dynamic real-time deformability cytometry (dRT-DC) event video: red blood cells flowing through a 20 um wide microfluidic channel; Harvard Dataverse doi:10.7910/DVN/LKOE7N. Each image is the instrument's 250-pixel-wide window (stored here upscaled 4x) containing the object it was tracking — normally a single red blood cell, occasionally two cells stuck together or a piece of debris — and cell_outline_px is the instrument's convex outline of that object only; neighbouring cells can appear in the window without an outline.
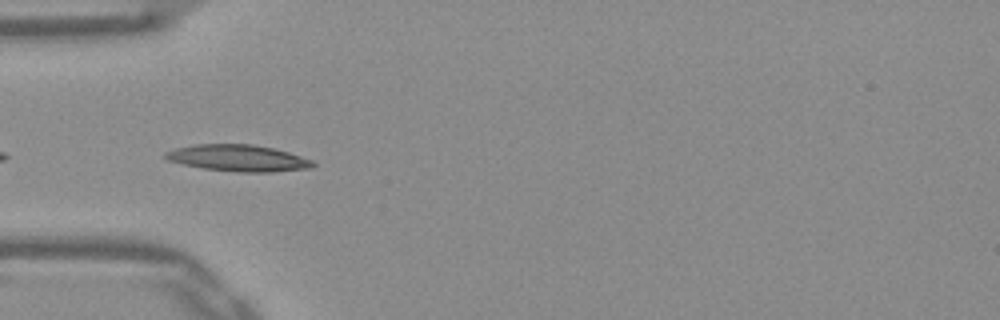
{"species": "Egyptian fruit bat (a non-hibernating species)", "species_latin": "Rousettus aegyptiacus", "temperature_condition": "warm", "stored_images_in_passage": 4, "camera_frame_rate_fps": 3000, "um_per_image_px": 0.085, "frame": {"image": 1, "passage_image": 2, "time_ms": 0.333, "image_size_px": [1000, 320], "cell_outline_px": [[316, 164], [312, 168], [272, 172], [240, 172], [204, 168], [184, 164], [168, 160], [164, 156], [164, 152], [176, 148], [196, 144], [252, 144], [272, 148], [288, 152], [312, 160]], "centroid_in_image_um": [20.26, 13.43], "position_along_channel_um": 64.7, "area_um2": 22.66}}